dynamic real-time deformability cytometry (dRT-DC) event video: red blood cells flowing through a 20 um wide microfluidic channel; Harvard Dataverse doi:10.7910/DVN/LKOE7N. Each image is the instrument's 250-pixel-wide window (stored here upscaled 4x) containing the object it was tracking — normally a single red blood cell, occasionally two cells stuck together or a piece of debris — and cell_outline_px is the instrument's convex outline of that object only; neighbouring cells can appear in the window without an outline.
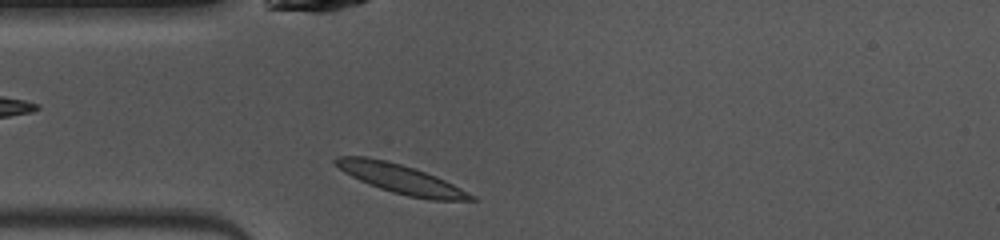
{"species": "common noctule bat (a hibernating species)", "species_latin": "Nyctalus noctula", "temperature_condition": "warm", "stored_images_in_passage": 38, "camera_frame_rate_fps": 3000, "um_per_image_px": 0.085, "animal": {"sex": "female", "body_mass_g": 10.0, "forearm_length_mm": 53.1}, "frame": {"image": 1, "passage_image": 2, "time_ms": 0.333, "image_size_px": [1000, 240], "cell_outline_px": [[480, 200], [428, 200], [408, 196], [392, 192], [380, 188], [360, 180], [344, 172], [332, 160], [336, 156], [364, 156], [384, 160], [400, 164], [436, 176], [476, 196]], "centroid_in_image_um": [34.08, 15.22], "position_along_channel_um": 50.9, "area_um2": 22.6}}
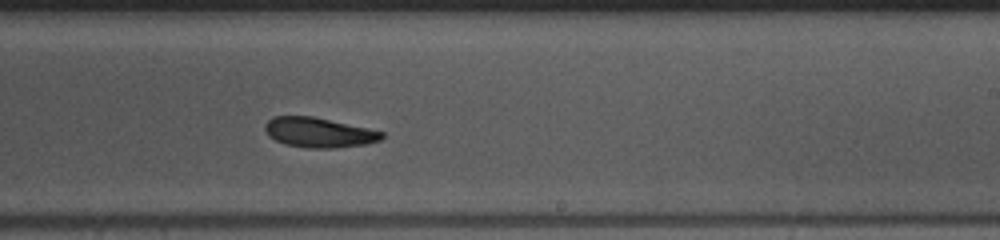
{"frame": {"image": 2, "passage_image": 18, "time_ms": 5.667, "image_size_px": [1000, 240], "cell_outline_px": [[384, 136], [380, 140], [368, 144], [336, 148], [308, 148], [284, 144], [268, 136], [264, 128], [264, 124], [272, 116], [312, 116], [368, 128], [384, 132]], "centroid_in_image_um": [27.09, 11.26], "position_along_channel_um": 261.9, "area_um2": 20.46}}
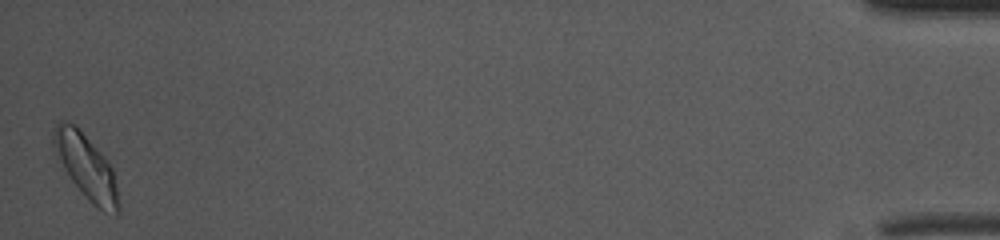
{"frame": {"image": 3, "passage_image": 38, "time_ms": 12.333, "image_size_px": [1000, 240], "cell_outline_px": [[120, 212], [116, 216], [104, 212], [96, 208], [88, 200], [68, 176], [52, 144], [52, 132], [56, 124], [60, 120], [64, 120], [76, 124], [80, 128], [108, 160], [112, 168], [120, 204]], "centroid_in_image_um": [7.34, 14.17], "position_along_channel_um": 427.9, "area_um2": 24.8}, "authors_computed_cell_mechanics": {"area_um2": 21.1259, "velocity_mm_per_s": 4.0106, "shape_relaxation_time_tau1_ms": 2.3678, "shape_relaxation_time_tau2_ms": 3.0024, "deformation_change_tau1": 0.117, "deformation_change_tau2": 0.0934}}